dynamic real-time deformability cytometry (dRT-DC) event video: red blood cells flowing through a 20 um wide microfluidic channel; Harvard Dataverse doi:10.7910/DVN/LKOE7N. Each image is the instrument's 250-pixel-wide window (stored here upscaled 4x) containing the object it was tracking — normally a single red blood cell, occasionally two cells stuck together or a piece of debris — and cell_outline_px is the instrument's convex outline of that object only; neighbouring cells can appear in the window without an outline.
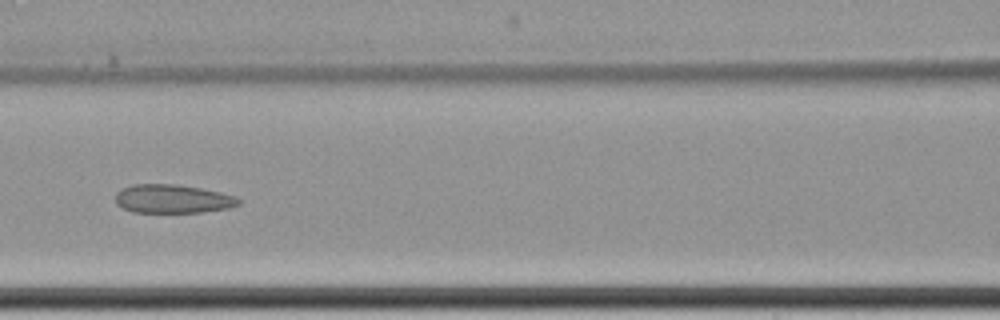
{"species": "common noctule bat (a hibernating species)", "species_latin": "Nyctalus noctula", "temperature_condition": "cold", "stored_images_in_passage": 9, "camera_frame_rate_fps": 3000, "um_per_image_px": 0.085, "animal": {"sex": "female", "body_mass_g": 22.7, "forearm_length_mm": 54.2}, "frame": {"image": 1, "passage_image": 6, "time_ms": 7.0, "image_size_px": [1000, 320], "cell_outline_px": [[240, 204], [228, 208], [200, 212], [132, 212], [116, 204], [116, 192], [120, 188], [132, 184], [176, 184], [200, 188], [220, 192], [236, 196], [240, 200]], "centroid_in_image_um": [14.65, 16.89], "position_along_channel_um": 152.0, "area_um2": 20.58}}
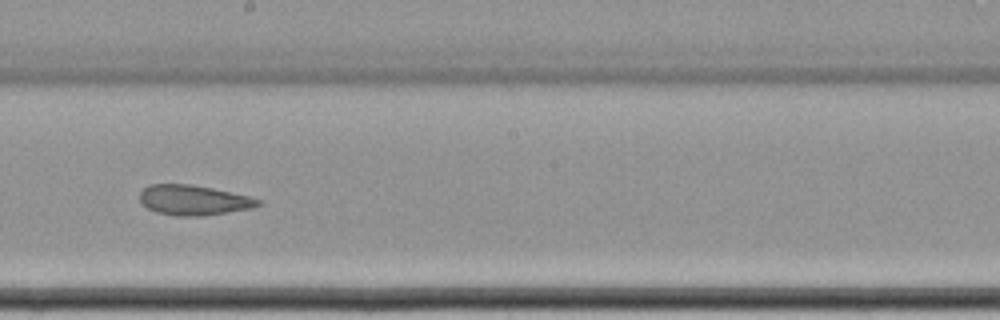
{"frame": {"image": 2, "passage_image": 8, "time_ms": 9.333, "image_size_px": [1000, 320], "cell_outline_px": [[260, 204], [252, 208], [228, 212], [200, 216], [176, 216], [156, 212], [148, 208], [140, 200], [140, 192], [148, 184], [192, 184], [232, 192], [248, 196], [260, 200]], "centroid_in_image_um": [16.43, 17.0], "position_along_channel_um": 231.8, "area_um2": 20.63}}
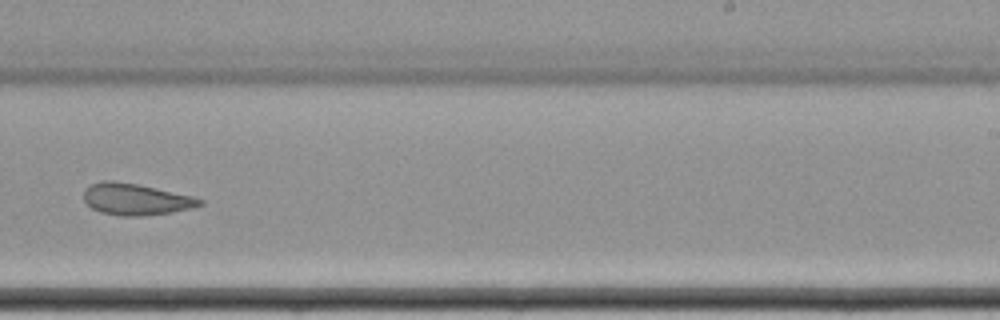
{"frame": {"image": 3, "passage_image": 9, "time_ms": 10.667, "image_size_px": [1000, 320], "cell_outline_px": [[204, 204], [192, 208], [144, 216], [120, 216], [100, 212], [92, 208], [84, 200], [84, 188], [88, 184], [100, 180], [112, 180], [136, 184], [192, 196], [204, 200]], "centroid_in_image_um": [11.49, 16.93], "position_along_channel_um": 277.5, "area_um2": 21.33}}